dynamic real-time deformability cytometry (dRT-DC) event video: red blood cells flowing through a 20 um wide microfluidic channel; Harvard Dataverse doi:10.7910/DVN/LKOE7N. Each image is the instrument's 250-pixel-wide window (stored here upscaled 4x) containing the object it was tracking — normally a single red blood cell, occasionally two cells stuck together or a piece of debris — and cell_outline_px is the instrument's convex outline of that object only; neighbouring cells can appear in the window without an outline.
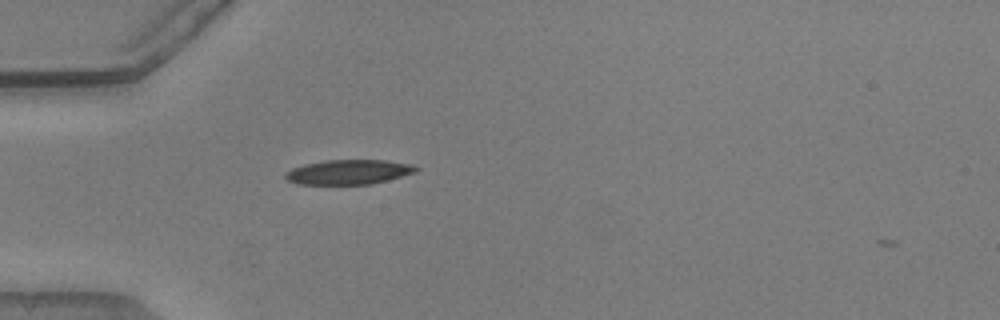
{"species": "common noctule bat (a hibernating species)", "species_latin": "Nyctalus noctula", "temperature_condition": "warm", "stored_images_in_passage": 2, "camera_frame_rate_fps": 3000, "um_per_image_px": 0.085, "animal": {"sex": "male", "body_mass_g": 20.5, "forearm_length_mm": 52.5}, "frame": {"image": 1, "passage_image": 1, "time_ms": 0.0, "image_size_px": [1000, 320], "cell_outline_px": [[420, 168], [416, 172], [388, 180], [372, 184], [296, 184], [288, 180], [284, 176], [292, 168], [304, 164], [324, 160], [384, 160], [412, 164]], "centroid_in_image_um": [29.66, 14.62], "position_along_channel_um": 55.3, "area_um2": 18.79}}